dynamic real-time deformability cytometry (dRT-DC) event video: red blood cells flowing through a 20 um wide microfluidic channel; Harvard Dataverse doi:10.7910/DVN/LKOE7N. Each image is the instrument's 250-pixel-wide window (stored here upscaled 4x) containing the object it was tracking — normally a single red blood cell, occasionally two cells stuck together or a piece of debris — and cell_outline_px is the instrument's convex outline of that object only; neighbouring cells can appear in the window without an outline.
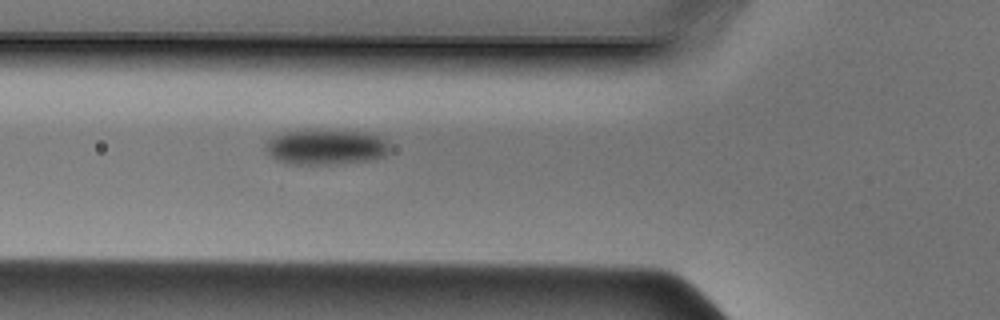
{"species": "Egyptian fruit bat (a non-hibernating species)", "species_latin": "Rousettus aegyptiacus", "temperature_condition": "cold", "stored_images_in_passage": 35, "camera_frame_rate_fps": 3000, "um_per_image_px": 0.085, "animal": {"sex": "male"}, "frame": {"image": 1, "passage_image": 6, "time_ms": 1.667, "image_size_px": [1000, 320], "cell_outline_px": [[388, 152], [384, 156], [368, 160], [336, 164], [288, 164], [276, 160], [264, 148], [264, 144], [272, 136], [284, 132], [312, 128], [316, 128], [372, 132], [380, 136], [388, 144]], "centroid_in_image_um": [27.68, 12.46], "position_along_channel_um": 98.1, "area_um2": 26.3}}
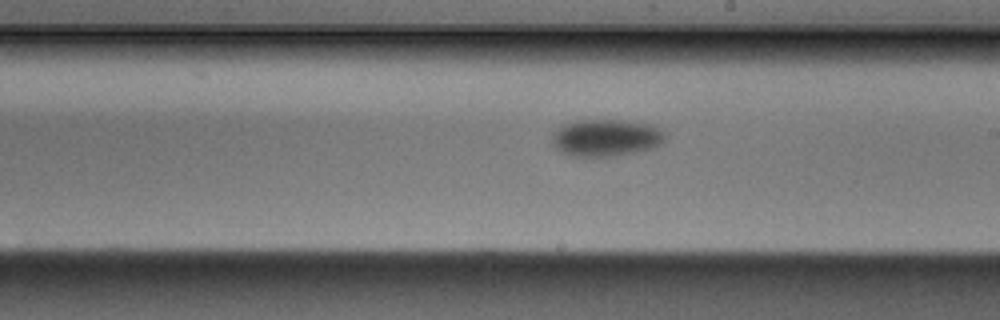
{"frame": {"image": 2, "passage_image": 16, "time_ms": 5.0, "image_size_px": [1000, 320], "cell_outline_px": [[664, 140], [660, 144], [652, 148], [636, 152], [612, 156], [572, 156], [560, 152], [552, 144], [552, 132], [564, 124], [576, 120], [624, 120], [652, 124], [664, 132]], "centroid_in_image_um": [51.48, 11.7], "position_along_channel_um": 237.5, "area_um2": 24.51}}
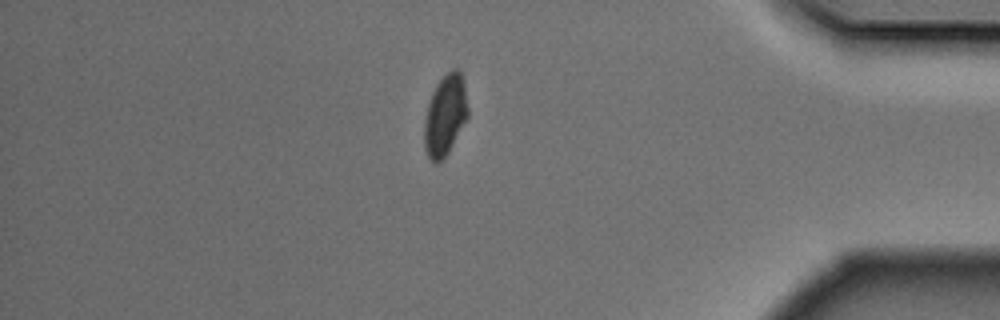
{"frame": {"image": 3, "passage_image": 30, "time_ms": 9.667, "image_size_px": [1000, 320], "cell_outline_px": [[468, 116], [448, 152], [436, 164], [432, 164], [424, 148], [424, 120], [428, 104], [432, 92], [436, 84], [452, 68], [460, 68], [464, 84], [468, 108]], "centroid_in_image_um": [37.83, 9.78], "position_along_channel_um": 397.4, "area_um2": 20.52}}